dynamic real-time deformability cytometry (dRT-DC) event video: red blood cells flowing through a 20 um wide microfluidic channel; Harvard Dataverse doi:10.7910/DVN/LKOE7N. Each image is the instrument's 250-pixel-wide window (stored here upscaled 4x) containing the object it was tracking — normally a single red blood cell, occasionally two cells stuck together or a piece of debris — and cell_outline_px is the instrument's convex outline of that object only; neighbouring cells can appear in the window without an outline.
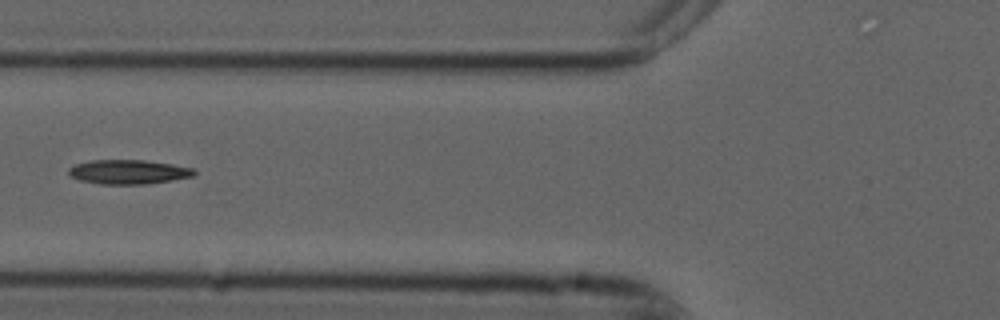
{"species": "common noctule bat (a hibernating species)", "species_latin": "Nyctalus noctula", "temperature_condition": "cold", "stored_images_in_passage": 3, "camera_frame_rate_fps": 3000, "um_per_image_px": 0.085, "animal": {"sex": "male", "forearm_length_mm": 52.5}, "frame": {"image": 1, "passage_image": 3, "time_ms": 0.667, "image_size_px": [1000, 320], "cell_outline_px": [[196, 176], [172, 180], [144, 184], [100, 184], [80, 180], [72, 176], [68, 172], [68, 168], [76, 164], [92, 160], [144, 160], [172, 164], [192, 168], [196, 172]], "centroid_in_image_um": [10.94, 14.61], "position_along_channel_um": 114.9, "area_um2": 17.69}}